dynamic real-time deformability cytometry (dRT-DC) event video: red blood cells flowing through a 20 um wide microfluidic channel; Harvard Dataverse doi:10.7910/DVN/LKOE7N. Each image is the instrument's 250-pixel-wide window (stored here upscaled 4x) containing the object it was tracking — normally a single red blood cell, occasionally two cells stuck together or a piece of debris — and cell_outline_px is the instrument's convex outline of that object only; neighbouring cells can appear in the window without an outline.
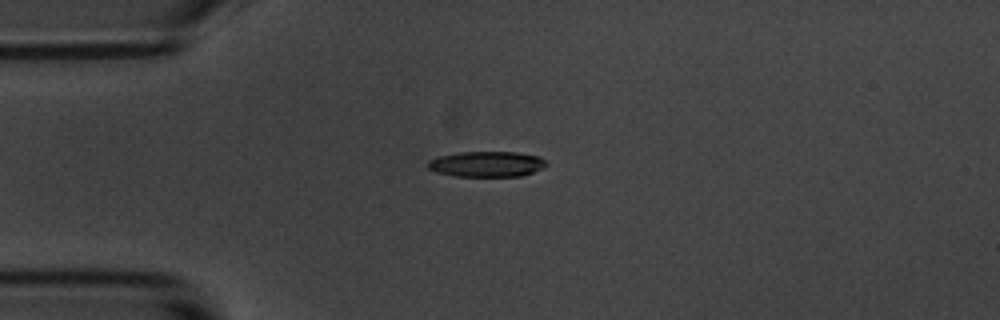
{"species": "common noctule bat (a hibernating species)", "species_latin": "Nyctalus noctula", "temperature_condition": "room temperature", "stored_images_in_passage": 5, "camera_frame_rate_fps": 3000, "um_per_image_px": 0.085, "animal": {"sex": "male", "body_mass_g": 20.1, "forearm_length_mm": 53.5}, "frame": {"image": 1, "passage_image": 5, "time_ms": 4.667, "image_size_px": [1000, 320], "cell_outline_px": [[548, 164], [544, 168], [520, 176], [456, 176], [436, 172], [428, 168], [428, 160], [440, 156], [460, 152], [516, 152], [540, 156]], "centroid_in_image_um": [41.39, 13.94], "position_along_channel_um": 43.6, "area_um2": 17.57}}